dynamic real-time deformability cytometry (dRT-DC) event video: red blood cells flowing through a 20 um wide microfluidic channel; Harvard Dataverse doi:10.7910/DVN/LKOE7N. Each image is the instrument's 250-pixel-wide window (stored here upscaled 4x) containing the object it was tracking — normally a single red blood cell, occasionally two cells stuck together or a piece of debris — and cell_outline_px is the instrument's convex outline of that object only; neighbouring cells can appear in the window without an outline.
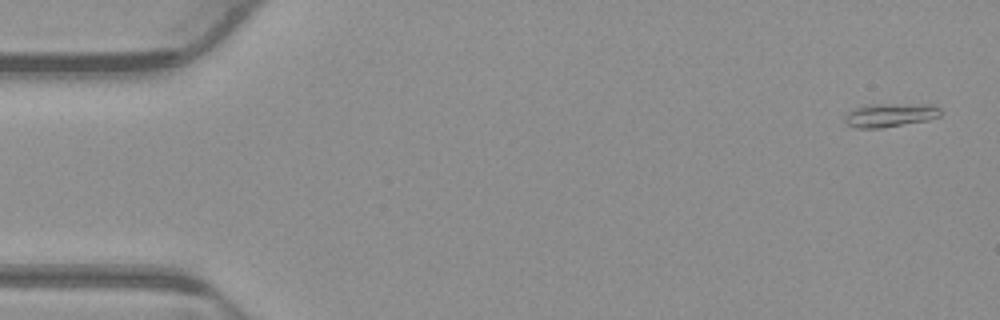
{"species": "common noctule bat (a hibernating species)", "species_latin": "Nyctalus noctula", "temperature_condition": "warm", "stored_images_in_passage": 53, "camera_frame_rate_fps": 3000, "um_per_image_px": 0.085, "animal": {"sex": "male", "body_mass_g": 23.1, "forearm_length_mm": 52.7}, "frame": {"image": 1, "passage_image": 2, "time_ms": 0.333, "image_size_px": [1000, 320], "cell_outline_px": [[940, 116], [928, 120], [880, 128], [856, 128], [848, 124], [844, 120], [844, 116], [848, 112], [856, 108], [868, 104], [924, 104], [940, 108]], "centroid_in_image_um": [75.63, 9.78], "position_along_channel_um": 9.4, "area_um2": 13.06}}
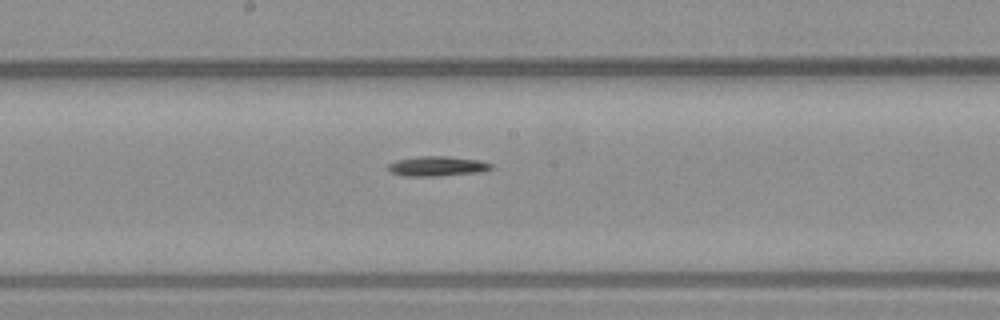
{"frame": {"image": 2, "passage_image": 28, "time_ms": 9.0, "image_size_px": [1000, 320], "cell_outline_px": [[492, 168], [480, 172], [436, 176], [404, 176], [392, 172], [388, 168], [388, 164], [396, 160], [420, 156], [444, 156], [480, 160], [492, 164]], "centroid_in_image_um": [37.16, 14.12], "position_along_channel_um": 211.0, "area_um2": 11.79}}
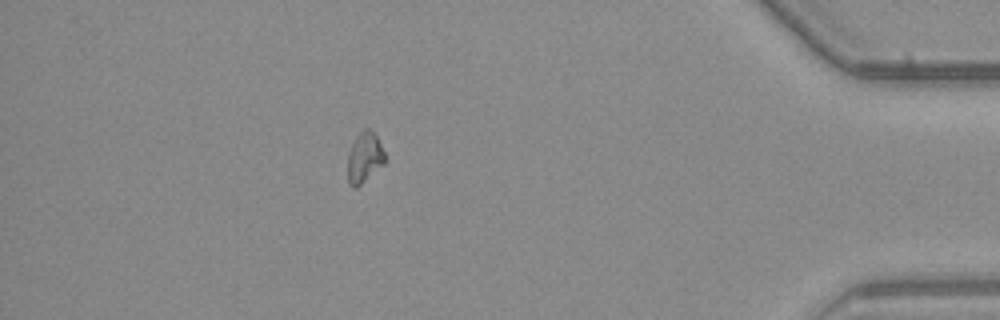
{"frame": {"image": 3, "passage_image": 47, "time_ms": 15.333, "image_size_px": [1000, 320], "cell_outline_px": [[384, 164], [356, 188], [352, 188], [348, 184], [348, 152], [356, 136], [364, 128], [368, 128], [376, 136], [384, 152]], "centroid_in_image_um": [30.95, 13.41], "position_along_channel_um": 404.2, "area_um2": 10.81}}